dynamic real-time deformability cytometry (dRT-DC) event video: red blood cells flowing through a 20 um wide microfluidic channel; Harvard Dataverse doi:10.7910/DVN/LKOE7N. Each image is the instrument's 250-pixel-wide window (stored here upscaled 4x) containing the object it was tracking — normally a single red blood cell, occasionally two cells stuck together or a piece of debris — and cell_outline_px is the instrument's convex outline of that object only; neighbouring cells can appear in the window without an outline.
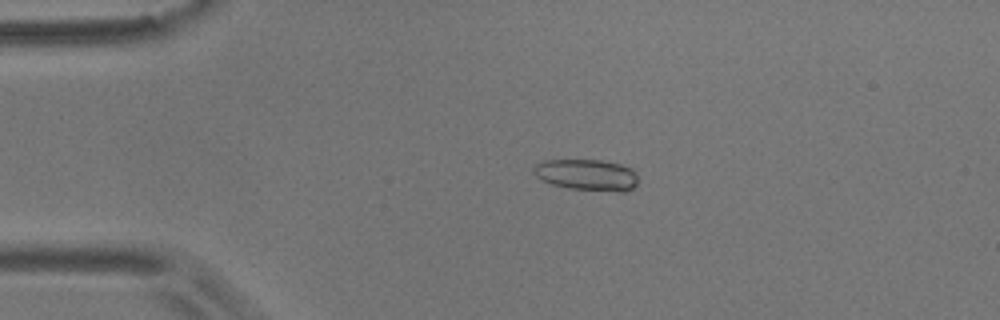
{"species": "common noctule bat (a hibernating species)", "species_latin": "Nyctalus noctula", "temperature_condition": "room temperature", "stored_images_in_passage": 4, "camera_frame_rate_fps": 3000, "um_per_image_px": 0.085, "animal": {"sex": "male", "body_mass_g": 17.9}, "frame": {"image": 1, "passage_image": 3, "time_ms": 2.333, "image_size_px": [1000, 320], "cell_outline_px": [[636, 184], [632, 188], [624, 192], [620, 192], [568, 188], [552, 184], [540, 180], [532, 172], [532, 168], [536, 164], [544, 160], [600, 160], [620, 164], [632, 168], [636, 172]], "centroid_in_image_um": [49.86, 14.86], "position_along_channel_um": 35.1, "area_um2": 19.13}}